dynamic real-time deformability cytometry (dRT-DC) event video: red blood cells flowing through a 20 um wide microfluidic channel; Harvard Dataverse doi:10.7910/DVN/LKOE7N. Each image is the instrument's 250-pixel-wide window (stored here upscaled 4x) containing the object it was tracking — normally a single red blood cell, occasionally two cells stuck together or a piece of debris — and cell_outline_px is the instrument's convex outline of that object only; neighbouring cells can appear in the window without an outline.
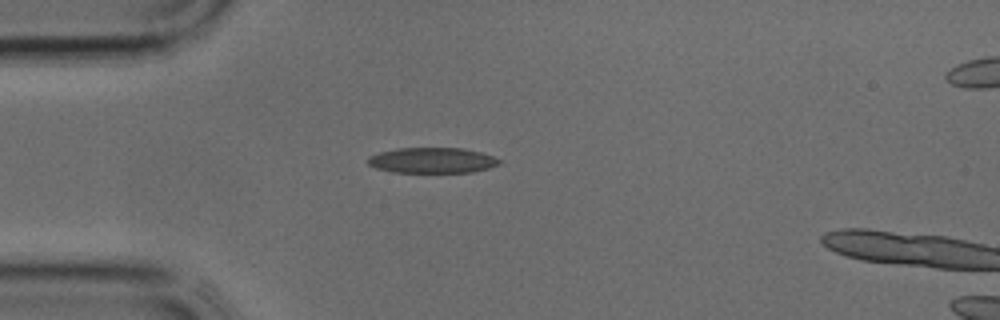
{"species": "common noctule bat (a hibernating species)", "species_latin": "Nyctalus noctula", "temperature_condition": "cold", "stored_images_in_passage": 3, "camera_frame_rate_fps": 3000, "um_per_image_px": 0.085, "animal": {"sex": "male", "body_mass_g": 17.9, "forearm_length_mm": 54.2}, "frame": {"image": 1, "passage_image": 1, "time_ms": 0.0, "image_size_px": [1000, 320], "cell_outline_px": [[500, 164], [488, 168], [472, 172], [392, 172], [376, 168], [368, 164], [368, 156], [380, 152], [400, 148], [464, 148], [480, 152], [492, 156], [500, 160]], "centroid_in_image_um": [36.73, 13.63], "position_along_channel_um": 48.3, "area_um2": 19.42}}